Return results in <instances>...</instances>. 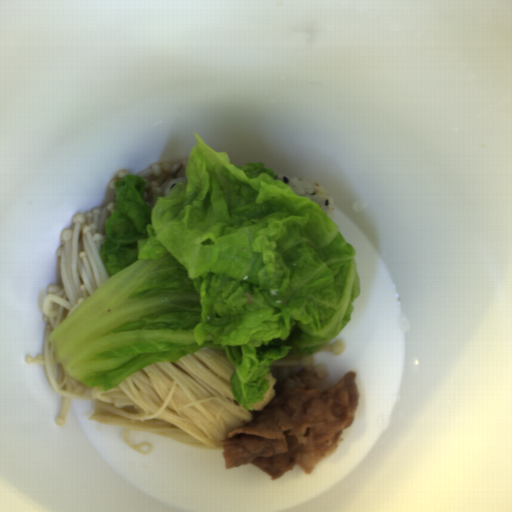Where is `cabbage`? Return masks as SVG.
<instances>
[{"instance_id":"cabbage-1","label":"cabbage","mask_w":512,"mask_h":512,"mask_svg":"<svg viewBox=\"0 0 512 512\" xmlns=\"http://www.w3.org/2000/svg\"><path fill=\"white\" fill-rule=\"evenodd\" d=\"M194 135L184 181L154 204L143 176L115 181L99 253L108 278L47 340L97 391L201 347L223 350L231 393L252 411L274 362L323 349L346 327L356 253L309 196Z\"/></svg>"}]
</instances>
